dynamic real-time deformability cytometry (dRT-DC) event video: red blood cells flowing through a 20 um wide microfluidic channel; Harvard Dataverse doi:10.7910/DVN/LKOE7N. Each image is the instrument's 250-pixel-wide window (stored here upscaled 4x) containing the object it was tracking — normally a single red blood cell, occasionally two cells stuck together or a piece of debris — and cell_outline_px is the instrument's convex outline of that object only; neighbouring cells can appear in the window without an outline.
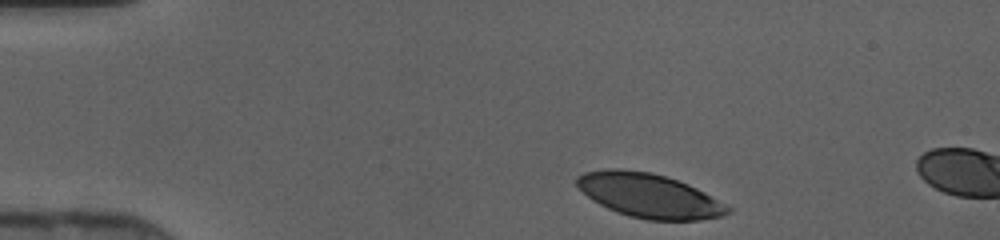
{"species": "human", "species_latin": "Homo sapiens", "temperature_condition": "cold", "stored_images_in_passage": 5, "camera_frame_rate_fps": 3000, "um_per_image_px": 0.085, "donor": {"sex": "female"}, "frame": {"image": 1, "passage_image": 1, "time_ms": 0.0, "image_size_px": [1000, 240], "cell_outline_px": [[732, 212], [720, 216], [700, 220], [648, 220], [628, 216], [616, 212], [592, 200], [576, 184], [576, 176], [584, 172], [608, 168], [616, 168], [652, 172], [688, 184], [704, 192], [732, 208]], "centroid_in_image_um": [55.16, 16.62], "position_along_channel_um": 29.8, "area_um2": 38.73}}